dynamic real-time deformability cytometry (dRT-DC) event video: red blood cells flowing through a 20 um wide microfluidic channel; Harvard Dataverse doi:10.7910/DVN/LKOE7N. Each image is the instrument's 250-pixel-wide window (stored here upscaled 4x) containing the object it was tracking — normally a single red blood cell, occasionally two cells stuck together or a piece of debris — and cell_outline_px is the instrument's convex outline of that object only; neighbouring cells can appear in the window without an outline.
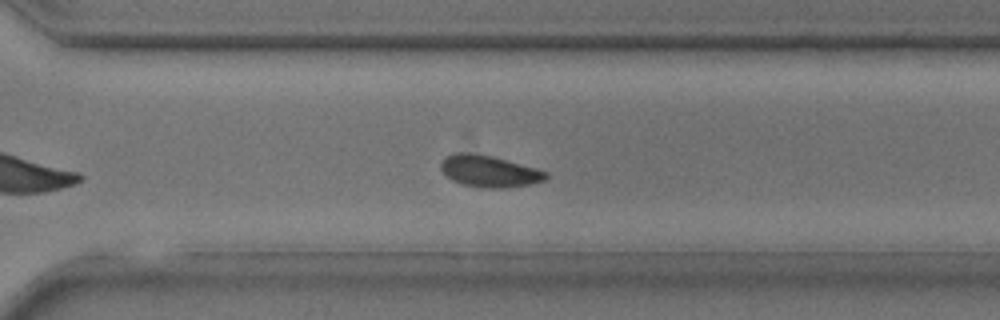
{"species": "common noctule bat (a hibernating species)", "species_latin": "Nyctalus noctula", "temperature_condition": "room temperature", "stored_images_in_passage": 22, "camera_frame_rate_fps": 3000, "um_per_image_px": 0.085, "animal": {"sex": "male", "body_mass_g": 17.9, "forearm_length_mm": 54.2}, "frame": {"image": 1, "passage_image": 16, "time_ms": 5.0, "image_size_px": [1000, 320], "cell_outline_px": [[548, 176], [544, 180], [528, 184], [504, 188], [484, 188], [460, 184], [452, 180], [440, 168], [440, 164], [448, 156], [456, 152], [460, 152], [492, 156], [536, 168], [548, 172]], "centroid_in_image_um": [41.59, 14.56], "position_along_channel_um": 329.0, "area_um2": 19.07}}